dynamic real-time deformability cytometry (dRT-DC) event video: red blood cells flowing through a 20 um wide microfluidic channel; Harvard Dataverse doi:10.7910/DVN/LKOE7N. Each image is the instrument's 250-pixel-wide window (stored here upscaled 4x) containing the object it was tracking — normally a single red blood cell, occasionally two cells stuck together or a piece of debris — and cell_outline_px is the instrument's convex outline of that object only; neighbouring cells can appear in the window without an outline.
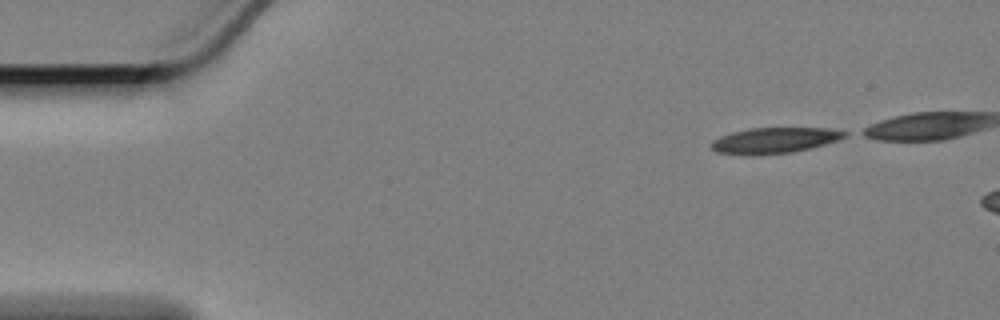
{"species": "Egyptian fruit bat (a non-hibernating species)", "species_latin": "Rousettus aegyptiacus", "temperature_condition": "cold", "stored_images_in_passage": 46, "camera_frame_rate_fps": 3000, "um_per_image_px": 0.085, "animal": {"sex": "female"}, "frame": {"image": 1, "passage_image": 1, "time_ms": 0.0, "image_size_px": [1000, 320], "cell_outline_px": [[848, 136], [824, 144], [792, 152], [716, 152], [712, 148], [712, 140], [720, 136], [732, 132], [752, 128], [828, 128], [848, 132]], "centroid_in_image_um": [65.91, 11.87], "position_along_channel_um": 19.1, "area_um2": 18.84}}
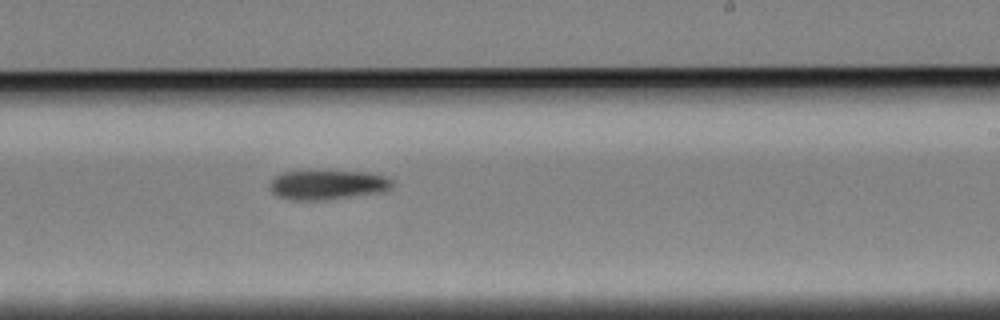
{"frame": {"image": 2, "passage_image": 30, "time_ms": 9.667, "image_size_px": [1000, 320], "cell_outline_px": [[392, 188], [384, 192], [324, 200], [292, 200], [276, 196], [272, 192], [272, 180], [276, 176], [284, 172], [368, 172], [384, 176], [392, 180]], "centroid_in_image_um": [27.89, 15.73], "position_along_channel_um": 261.1, "area_um2": 20.69}}
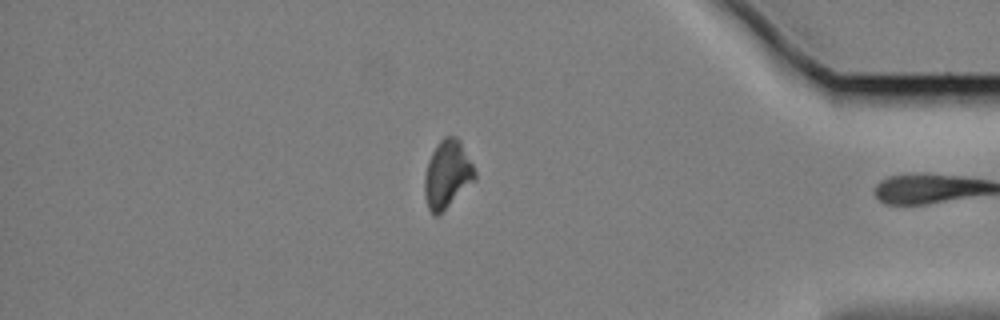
{"frame": {"image": 3, "passage_image": 45, "time_ms": 14.667, "image_size_px": [1000, 320], "cell_outline_px": [[476, 176], [440, 216], [432, 216], [428, 208], [424, 196], [424, 176], [428, 160], [436, 144], [444, 136], [456, 136], [460, 140], [476, 172]], "centroid_in_image_um": [37.97, 14.83], "position_along_channel_um": 397.2, "area_um2": 19.88}, "authors_computed_cell_mechanics": {"area_um2": 21.0392, "velocity_mm_per_s": 3.3538, "shape_relaxation_time_tau1_ms": 3.8798, "shape_relaxation_time_tau2_ms": null, "deformation_change_tau1": 0.1116, "deformation_change_tau2": null}}